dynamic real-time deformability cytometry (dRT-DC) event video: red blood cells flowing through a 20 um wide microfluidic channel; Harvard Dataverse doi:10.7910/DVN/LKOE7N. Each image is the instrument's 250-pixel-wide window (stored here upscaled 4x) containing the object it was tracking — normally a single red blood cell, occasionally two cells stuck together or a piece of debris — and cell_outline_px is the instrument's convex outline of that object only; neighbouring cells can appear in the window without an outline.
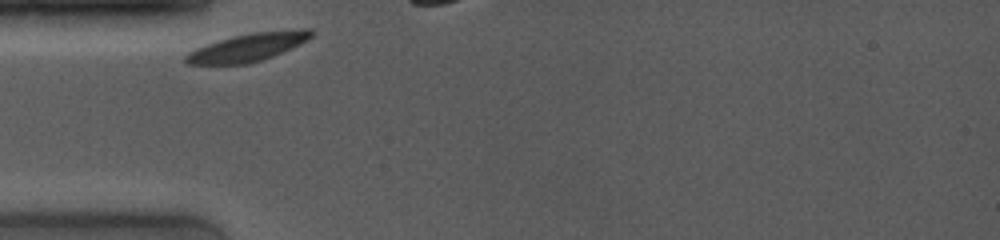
{"species": "common noctule bat (a hibernating species)", "species_latin": "Nyctalus noctula", "temperature_condition": "room temperature", "stored_images_in_passage": 19, "camera_frame_rate_fps": 4000, "um_per_image_px": 0.085, "animal": {"sex": "female", "body_mass_g": 19.0, "forearm_length_mm": 53.3}, "frame": {"image": 1, "passage_image": 1, "time_ms": 0.0, "image_size_px": [1000, 240], "cell_outline_px": [[312, 36], [308, 40], [272, 56], [248, 64], [188, 64], [184, 60], [184, 56], [188, 52], [196, 48], [232, 36], [252, 32], [304, 28], [312, 28]], "centroid_in_image_um": [21.08, 4.0], "position_along_channel_um": 63.9, "area_um2": 20.35}}